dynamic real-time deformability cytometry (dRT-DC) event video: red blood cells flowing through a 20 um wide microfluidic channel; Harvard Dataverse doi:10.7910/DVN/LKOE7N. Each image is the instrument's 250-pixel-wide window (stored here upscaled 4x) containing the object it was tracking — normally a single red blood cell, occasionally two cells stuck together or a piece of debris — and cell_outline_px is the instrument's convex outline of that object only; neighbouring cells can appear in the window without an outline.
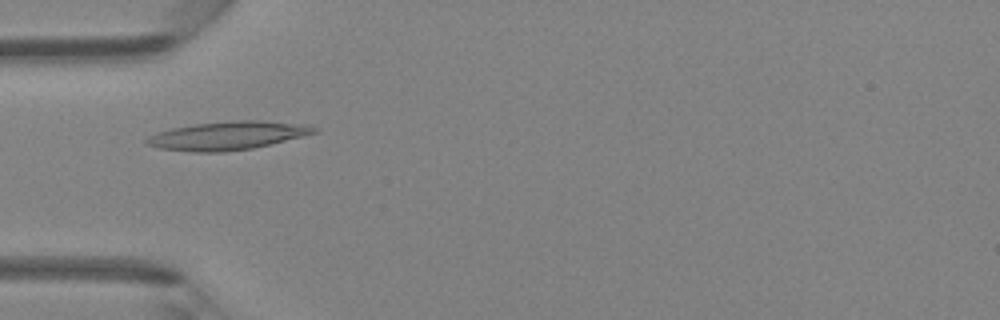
{"species": "Egyptian fruit bat (a non-hibernating species)", "species_latin": "Rousettus aegyptiacus", "temperature_condition": "room temperature", "stored_images_in_passage": 2, "camera_frame_rate_fps": 3000, "um_per_image_px": 0.085, "animal": {"sex": "female"}, "frame": {"image": 1, "passage_image": 2, "time_ms": 0.333, "image_size_px": [1000, 320], "cell_outline_px": [[320, 132], [252, 148], [224, 152], [196, 152], [160, 148], [144, 144], [144, 140], [148, 136], [156, 132], [172, 128], [196, 124], [240, 120], [260, 120], [312, 124], [320, 128]], "centroid_in_image_um": [19.41, 11.52], "position_along_channel_um": 65.6, "area_um2": 27.92}}